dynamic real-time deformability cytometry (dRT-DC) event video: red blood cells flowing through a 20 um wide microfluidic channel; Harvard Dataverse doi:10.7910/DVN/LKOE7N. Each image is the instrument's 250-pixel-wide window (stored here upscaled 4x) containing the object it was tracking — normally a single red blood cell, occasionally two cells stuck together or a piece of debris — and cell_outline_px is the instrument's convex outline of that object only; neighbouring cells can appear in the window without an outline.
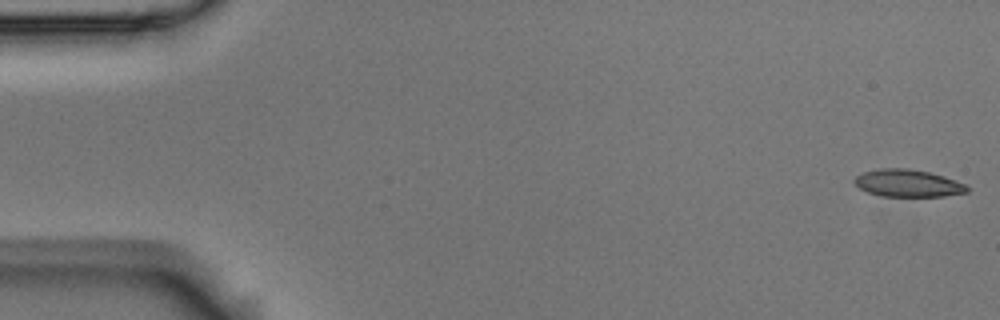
{"species": "Egyptian fruit bat (a non-hibernating species)", "species_latin": "Rousettus aegyptiacus", "temperature_condition": "room temperature", "stored_images_in_passage": 6, "camera_frame_rate_fps": 3000, "um_per_image_px": 0.085, "animal": {"sex": "male"}, "frame": {"image": 1, "passage_image": 1, "time_ms": 0.0, "image_size_px": [1000, 320], "cell_outline_px": [[972, 188], [968, 192], [944, 196], [880, 196], [868, 192], [860, 188], [852, 180], [856, 176], [864, 172], [880, 168], [908, 168], [928, 172], [944, 176], [968, 184]], "centroid_in_image_um": [77.22, 15.57], "position_along_channel_um": 7.8, "area_um2": 18.09}}